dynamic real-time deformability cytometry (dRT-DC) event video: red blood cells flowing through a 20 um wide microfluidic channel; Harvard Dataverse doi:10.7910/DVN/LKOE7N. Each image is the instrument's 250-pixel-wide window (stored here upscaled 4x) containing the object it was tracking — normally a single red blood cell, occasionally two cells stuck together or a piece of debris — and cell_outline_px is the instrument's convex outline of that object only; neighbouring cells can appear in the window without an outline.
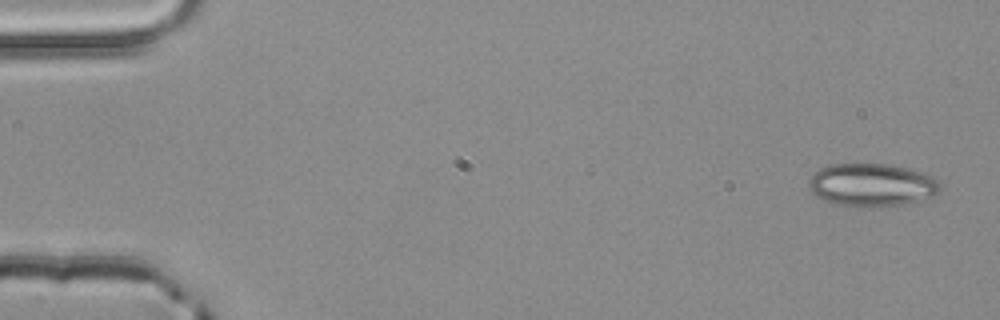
{"species": "common noctule bat (a hibernating species)", "species_latin": "Nyctalus noctula", "temperature_condition": "room temperature", "stored_images_in_passage": 4, "camera_frame_rate_fps": 3000, "um_per_image_px": 0.085, "animal": {"sex": "male", "body_mass_g": 20.4}, "frame": {"image": 1, "passage_image": 1, "time_ms": 0.0, "image_size_px": [1000, 320], "cell_outline_px": [[940, 188], [936, 196], [904, 204], [868, 208], [860, 208], [836, 204], [812, 192], [808, 188], [808, 180], [820, 168], [832, 164], [888, 164], [920, 172], [932, 176], [940, 184]], "centroid_in_image_um": [74.11, 15.73], "position_along_channel_um": 10.9, "area_um2": 32.77}}